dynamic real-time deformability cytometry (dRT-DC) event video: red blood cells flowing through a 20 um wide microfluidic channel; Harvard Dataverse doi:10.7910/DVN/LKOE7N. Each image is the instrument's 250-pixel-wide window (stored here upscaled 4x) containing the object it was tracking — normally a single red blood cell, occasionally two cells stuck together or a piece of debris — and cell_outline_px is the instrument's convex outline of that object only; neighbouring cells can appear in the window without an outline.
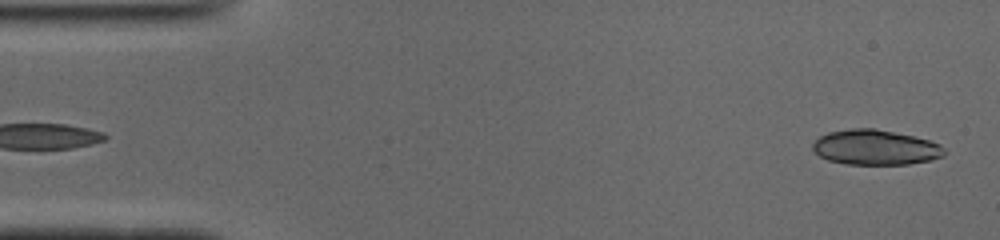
{"species": "common noctule bat (a hibernating species)", "species_latin": "Nyctalus noctula", "temperature_condition": "cold", "stored_images_in_passage": 50, "camera_frame_rate_fps": 3000, "um_per_image_px": 0.085, "animal": {"sex": "male", "body_mass_g": 19.0, "forearm_length_mm": 50.8}, "frame": {"image": 1, "passage_image": 1, "time_ms": 0.0, "image_size_px": [1000, 240], "cell_outline_px": [[944, 156], [928, 160], [908, 164], [848, 164], [828, 160], [820, 156], [812, 148], [812, 144], [820, 136], [828, 132], [852, 128], [872, 128], [912, 136], [928, 140], [940, 144], [944, 148]], "centroid_in_image_um": [74.39, 12.53], "position_along_channel_um": 10.6, "area_um2": 26.59}}
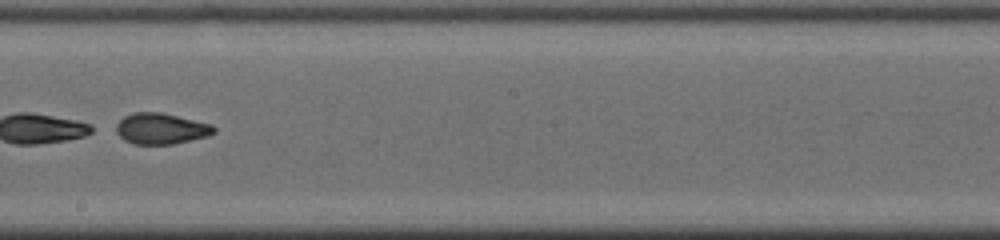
{"frame": {"image": 2, "passage_image": 27, "time_ms": 8.667, "image_size_px": [1000, 240], "cell_outline_px": [[216, 132], [208, 136], [172, 144], [132, 144], [124, 140], [116, 132], [116, 124], [124, 116], [132, 112], [160, 112], [212, 124], [216, 128]], "centroid_in_image_um": [13.68, 10.93], "position_along_channel_um": 234.5, "area_um2": 17.69}}